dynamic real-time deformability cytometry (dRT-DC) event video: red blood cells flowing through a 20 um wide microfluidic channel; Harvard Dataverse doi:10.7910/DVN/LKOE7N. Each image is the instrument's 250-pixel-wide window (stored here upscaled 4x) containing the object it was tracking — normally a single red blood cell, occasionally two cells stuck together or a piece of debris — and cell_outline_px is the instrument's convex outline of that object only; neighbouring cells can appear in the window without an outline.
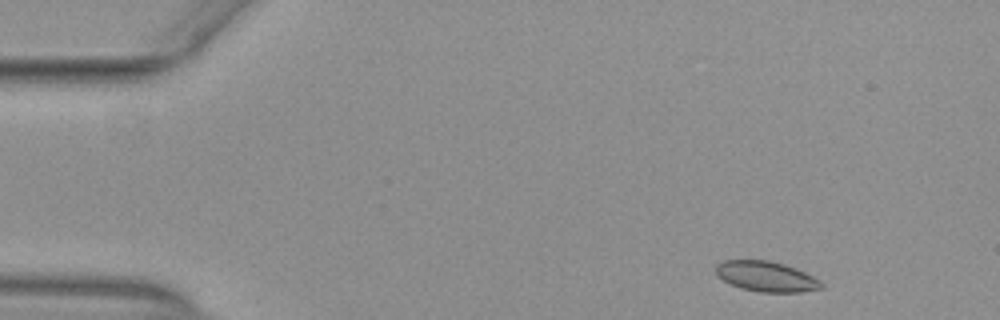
{"species": "common noctule bat (a hibernating species)", "species_latin": "Nyctalus noctula", "temperature_condition": "warm", "stored_images_in_passage": 50, "segment_of_instrument_passage": [1, 2], "camera_frame_rate_fps": 3000, "um_per_image_px": 0.085, "animal": {"sex": "female", "body_mass_g": 29.2, "forearm_length_mm": 56.3}, "frame": {"image": 1, "passage_image": 2, "time_ms": 0.333, "image_size_px": [1000, 320], "cell_outline_px": [[824, 288], [800, 292], [760, 292], [740, 288], [716, 276], [716, 264], [724, 260], [768, 260], [784, 264], [796, 268], [820, 280], [824, 284]], "centroid_in_image_um": [65.14, 23.5], "position_along_channel_um": 19.9, "area_um2": 18.67}}
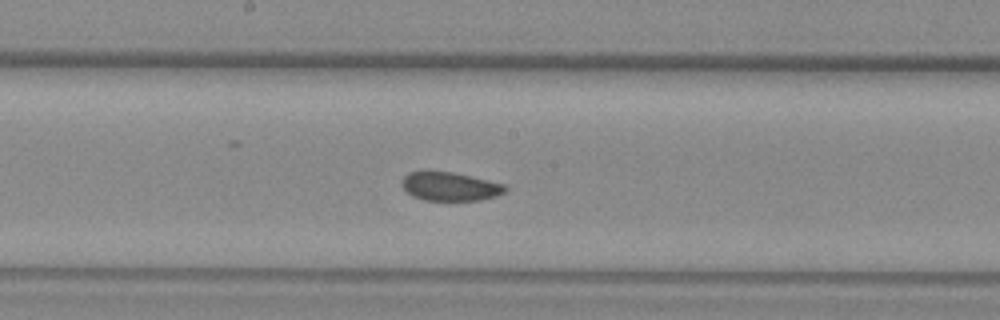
{"frame": {"image": 2, "passage_image": 24, "time_ms": 7.667, "image_size_px": [1000, 320], "cell_outline_px": [[508, 188], [504, 192], [496, 196], [480, 200], [424, 200], [412, 196], [400, 184], [400, 180], [408, 172], [424, 168], [452, 172], [488, 180], [504, 184]], "centroid_in_image_um": [38.17, 15.81], "position_along_channel_um": 210.0, "area_um2": 17.74}}
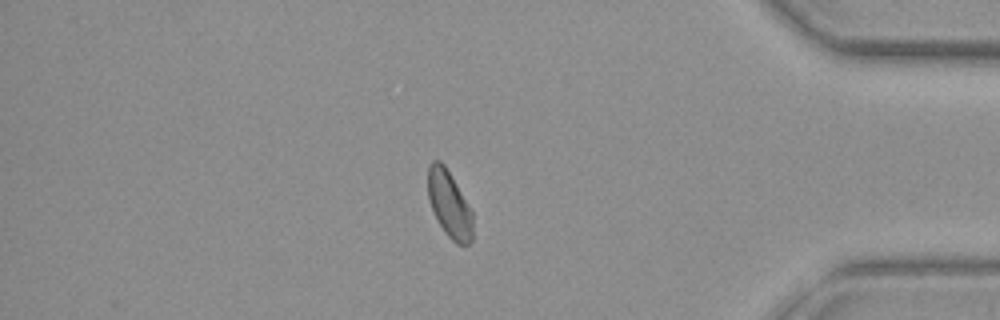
{"frame": {"image": 3, "passage_image": 41, "time_ms": 13.333, "image_size_px": [1000, 320], "cell_outline_px": [[472, 240], [468, 244], [456, 244], [444, 232], [436, 220], [428, 200], [428, 164], [432, 160], [440, 160], [444, 164], [472, 212]], "centroid_in_image_um": [38.15, 17.36], "position_along_channel_um": 397.0, "area_um2": 17.34}}